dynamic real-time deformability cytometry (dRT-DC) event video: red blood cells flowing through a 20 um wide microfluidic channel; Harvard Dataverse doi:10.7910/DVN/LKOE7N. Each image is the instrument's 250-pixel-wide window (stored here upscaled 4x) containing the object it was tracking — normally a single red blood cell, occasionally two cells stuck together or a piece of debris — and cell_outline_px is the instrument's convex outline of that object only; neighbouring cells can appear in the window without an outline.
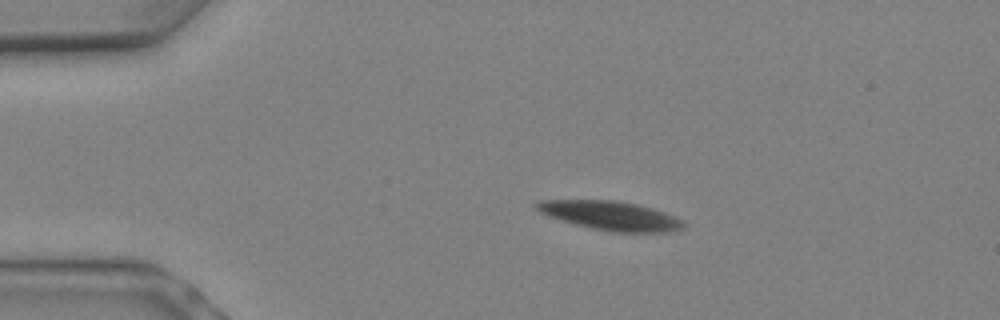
{"species": "Egyptian fruit bat (a non-hibernating species)", "species_latin": "Rousettus aegyptiacus", "temperature_condition": "warm", "stored_images_in_passage": 9, "camera_frame_rate_fps": 3000, "um_per_image_px": 0.085, "animal": {"sex": "female"}, "frame": {"image": 1, "passage_image": 4, "time_ms": 1.0, "image_size_px": [1000, 320], "cell_outline_px": [[688, 224], [684, 228], [668, 232], [612, 232], [592, 228], [560, 220], [548, 216], [540, 212], [532, 204], [536, 200], [616, 200], [636, 204], [652, 208], [676, 216], [684, 220]], "centroid_in_image_um": [51.92, 18.33], "position_along_channel_um": 33.1, "area_um2": 25.09}}
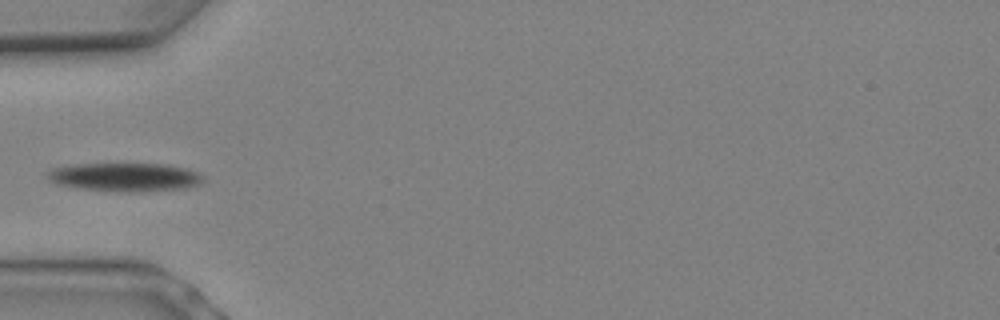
{"frame": {"image": 2, "passage_image": 7, "time_ms": 2.0, "image_size_px": [1000, 320], "cell_outline_px": [[204, 180], [196, 184], [184, 188], [136, 192], [120, 192], [76, 188], [56, 184], [48, 180], [48, 172], [52, 168], [72, 164], [168, 164], [188, 168], [204, 176]], "centroid_in_image_um": [10.59, 15.05], "position_along_channel_um": 74.4, "area_um2": 26.01}}